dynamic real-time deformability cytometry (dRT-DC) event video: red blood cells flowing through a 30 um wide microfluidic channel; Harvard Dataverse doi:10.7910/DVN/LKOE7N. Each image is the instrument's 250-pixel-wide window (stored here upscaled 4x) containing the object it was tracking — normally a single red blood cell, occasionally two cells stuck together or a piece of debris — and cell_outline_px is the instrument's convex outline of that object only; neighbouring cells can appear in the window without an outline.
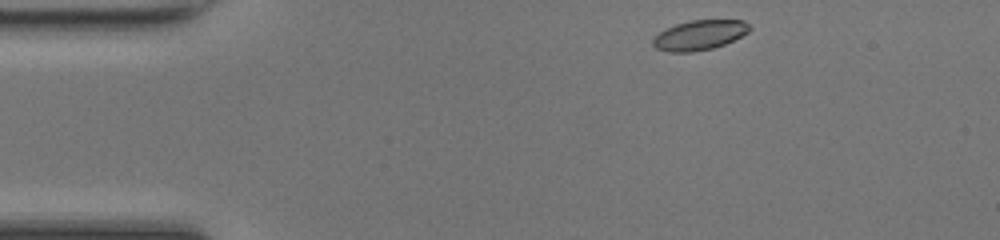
{"species": "common noctule bat (a hibernating species)", "species_latin": "Nyctalus noctula", "temperature_condition": "room temperature", "stored_images_in_passage": 7, "camera_frame_rate_fps": 3000, "um_per_image_px": 0.085, "animal": {"sex": "female", "body_mass_g": 17.0, "forearm_length_mm": 48.0}, "frame": {"image": 1, "passage_image": 1, "time_ms": 0.0, "image_size_px": [1000, 240], "cell_outline_px": [[752, 28], [748, 32], [724, 44], [712, 48], [692, 52], [668, 52], [656, 48], [652, 44], [652, 40], [660, 32], [676, 24], [692, 20], [744, 20]], "centroid_in_image_um": [59.46, 2.98], "position_along_channel_um": 25.5, "area_um2": 16.59}}